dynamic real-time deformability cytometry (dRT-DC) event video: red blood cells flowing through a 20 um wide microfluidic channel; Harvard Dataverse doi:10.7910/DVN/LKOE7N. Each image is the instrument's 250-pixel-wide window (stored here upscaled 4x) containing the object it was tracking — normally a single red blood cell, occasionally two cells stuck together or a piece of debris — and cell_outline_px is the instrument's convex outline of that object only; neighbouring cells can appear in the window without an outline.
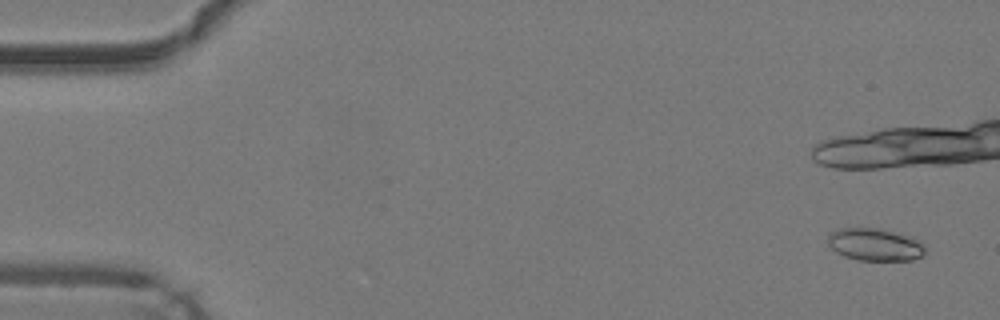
{"species": "common noctule bat (a hibernating species)", "species_latin": "Nyctalus noctula", "temperature_condition": "warm", "stored_images_in_passage": 13, "camera_frame_rate_fps": 3000, "um_per_image_px": 0.085, "animal": {"sex": "male", "body_mass_g": 19.2, "forearm_length_mm": 51.8}, "frame": {"image": 1, "passage_image": 3, "time_ms": 0.667, "image_size_px": [1000, 320], "cell_outline_px": [[924, 252], [920, 256], [912, 260], [856, 260], [844, 256], [836, 252], [828, 244], [828, 236], [832, 232], [840, 228], [880, 228], [920, 240], [924, 248]], "centroid_in_image_um": [74.34, 20.79], "position_along_channel_um": 10.7, "area_um2": 18.21}}